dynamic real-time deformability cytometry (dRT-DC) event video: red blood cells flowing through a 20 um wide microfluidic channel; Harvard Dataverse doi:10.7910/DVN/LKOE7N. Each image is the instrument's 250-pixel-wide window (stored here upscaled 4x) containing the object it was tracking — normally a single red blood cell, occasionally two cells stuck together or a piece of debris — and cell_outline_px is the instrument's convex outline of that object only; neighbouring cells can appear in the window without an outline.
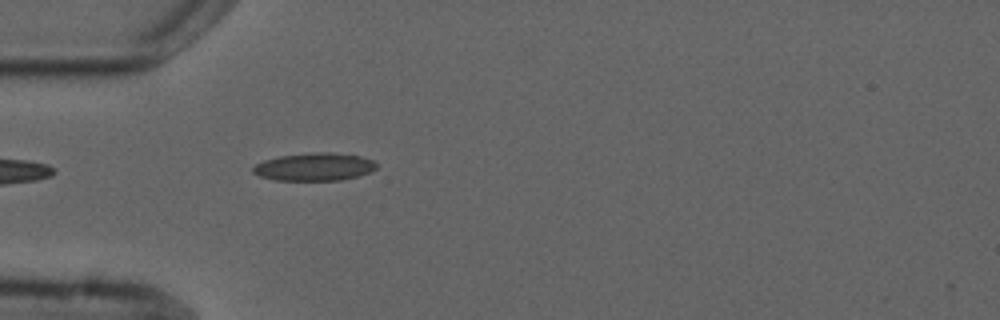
{"species": "common noctule bat (a hibernating species)", "species_latin": "Nyctalus noctula", "temperature_condition": "cold", "stored_images_in_passage": 5, "camera_frame_rate_fps": 3000, "um_per_image_px": 0.085, "animal": {"sex": "male", "forearm_length_mm": 52.5}, "frame": {"image": 1, "passage_image": 5, "time_ms": 4.667, "image_size_px": [1000, 320], "cell_outline_px": [[376, 168], [360, 176], [340, 180], [276, 180], [260, 176], [252, 172], [252, 168], [256, 164], [264, 160], [280, 156], [312, 152], [328, 152], [360, 156], [372, 160], [376, 164]], "centroid_in_image_um": [26.71, 14.18], "position_along_channel_um": 58.3, "area_um2": 19.88}}